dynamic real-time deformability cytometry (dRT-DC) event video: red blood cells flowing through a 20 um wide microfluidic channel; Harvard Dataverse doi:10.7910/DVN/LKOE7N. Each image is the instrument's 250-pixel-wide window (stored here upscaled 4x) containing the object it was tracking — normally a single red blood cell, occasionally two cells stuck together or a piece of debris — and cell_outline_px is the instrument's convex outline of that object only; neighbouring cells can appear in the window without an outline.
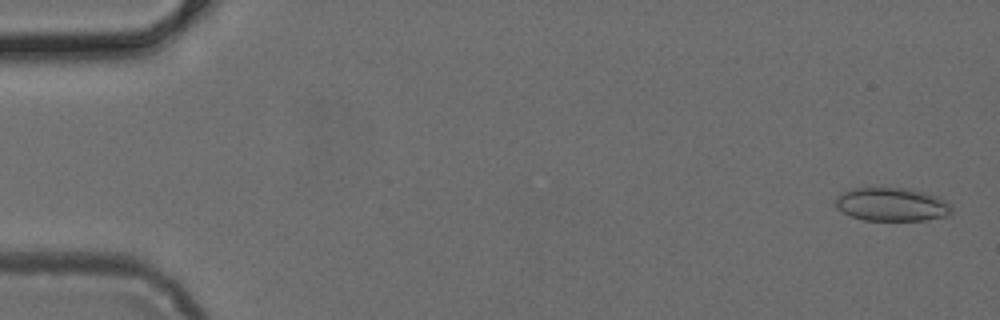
{"species": "common noctule bat (a hibernating species)", "species_latin": "Nyctalus noctula", "temperature_condition": "cold", "stored_images_in_passage": 7, "camera_frame_rate_fps": 3000, "um_per_image_px": 0.085, "animal": {"sex": "female", "body_mass_g": 24.6, "forearm_length_mm": 56.2}, "frame": {"image": 1, "passage_image": 1, "time_ms": 0.0, "image_size_px": [1000, 320], "cell_outline_px": [[952, 212], [948, 216], [924, 220], [864, 220], [852, 216], [836, 208], [836, 196], [852, 188], [880, 184], [908, 188], [924, 192], [936, 196], [952, 204]], "centroid_in_image_um": [75.79, 17.32], "position_along_channel_um": 9.2, "area_um2": 23.41}}
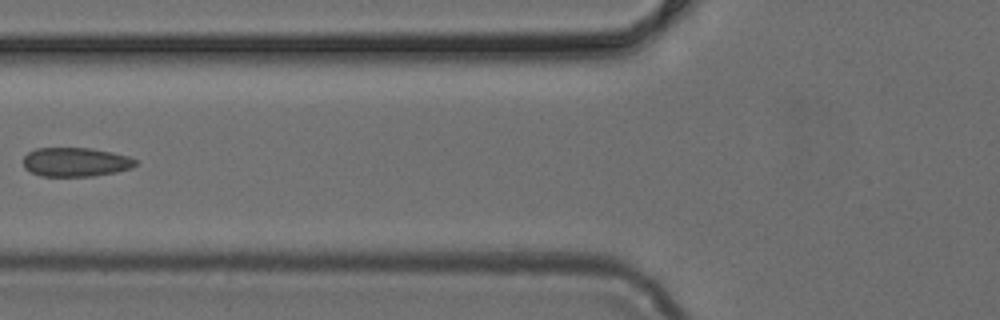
{"frame": {"image": 2, "passage_image": 6, "time_ms": 1.667, "image_size_px": [1000, 320], "cell_outline_px": [[136, 164], [132, 168], [116, 172], [92, 176], [40, 176], [24, 168], [24, 156], [28, 152], [36, 148], [92, 148], [112, 152], [128, 156], [136, 160]], "centroid_in_image_um": [6.43, 13.77], "position_along_channel_um": 119.4, "area_um2": 19.02}}
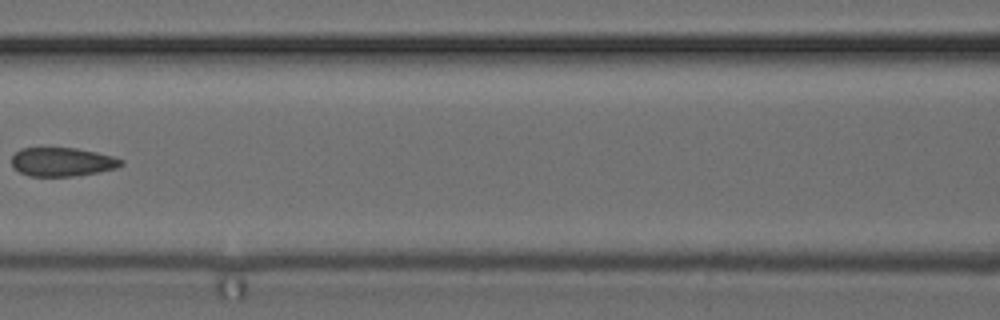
{"frame": {"image": 3, "passage_image": 7, "time_ms": 2.0, "image_size_px": [1000, 320], "cell_outline_px": [[124, 164], [116, 168], [96, 172], [72, 176], [28, 176], [12, 168], [12, 156], [20, 148], [76, 148], [96, 152], [112, 156], [124, 160]], "centroid_in_image_um": [5.27, 13.76], "position_along_channel_um": 161.3, "area_um2": 18.32}}